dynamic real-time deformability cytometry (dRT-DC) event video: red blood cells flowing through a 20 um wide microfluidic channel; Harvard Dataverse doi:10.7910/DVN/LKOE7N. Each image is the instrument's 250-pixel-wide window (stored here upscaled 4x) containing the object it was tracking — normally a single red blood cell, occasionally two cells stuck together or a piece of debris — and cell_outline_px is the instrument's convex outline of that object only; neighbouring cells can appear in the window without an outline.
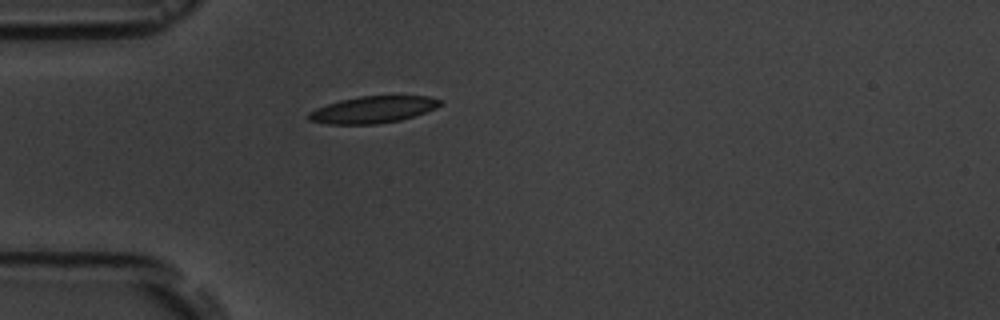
{"species": "common noctule bat (a hibernating species)", "species_latin": "Nyctalus noctula", "temperature_condition": "room temperature", "stored_images_in_passage": 1, "camera_frame_rate_fps": 3000, "um_per_image_px": 0.085, "animal": {"sex": "male", "body_mass_g": 19.5, "forearm_length_mm": 54.6}, "frame": {"image": 1, "passage_image": 1, "time_ms": 0.0, "image_size_px": [1000, 320], "cell_outline_px": [[444, 104], [436, 108], [400, 120], [376, 124], [328, 124], [308, 120], [308, 112], [316, 108], [340, 100], [360, 96], [428, 96], [444, 100]], "centroid_in_image_um": [31.72, 9.31], "position_along_channel_um": 53.3, "area_um2": 20.52}}